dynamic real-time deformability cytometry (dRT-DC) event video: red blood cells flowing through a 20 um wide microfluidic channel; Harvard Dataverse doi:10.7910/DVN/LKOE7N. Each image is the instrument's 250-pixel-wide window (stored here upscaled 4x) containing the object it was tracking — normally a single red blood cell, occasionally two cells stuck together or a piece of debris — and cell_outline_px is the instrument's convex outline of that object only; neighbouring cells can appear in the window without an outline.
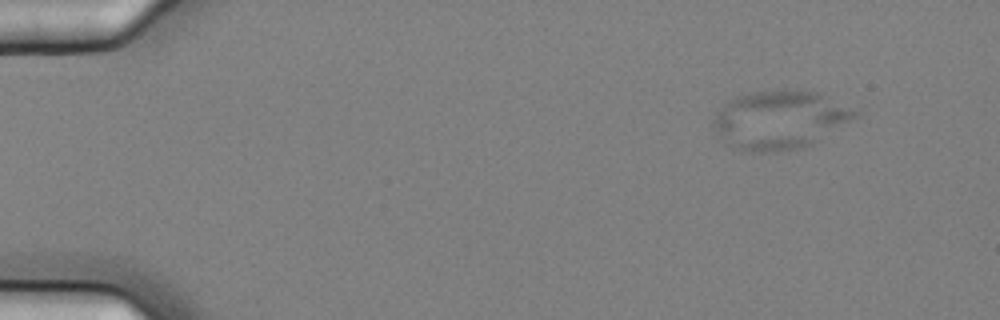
{"species": "common noctule bat (a hibernating species)", "species_latin": "Nyctalus noctula", "temperature_condition": "cold", "stored_images_in_passage": 5, "camera_frame_rate_fps": 3000, "um_per_image_px": 0.085, "animal": {"sex": "female", "body_mass_g": 25.1}, "frame": {"image": 1, "passage_image": 5, "time_ms": 1.333, "image_size_px": [1000, 320], "cell_outline_px": [[860, 116], [812, 144], [780, 152], [752, 152], [732, 148], [712, 124], [716, 116], [724, 104], [728, 100], [736, 96], [752, 92], [784, 88], [816, 92], [860, 112]], "centroid_in_image_um": [66.31, 10.17], "position_along_channel_um": 18.7, "area_um2": 48.03}}